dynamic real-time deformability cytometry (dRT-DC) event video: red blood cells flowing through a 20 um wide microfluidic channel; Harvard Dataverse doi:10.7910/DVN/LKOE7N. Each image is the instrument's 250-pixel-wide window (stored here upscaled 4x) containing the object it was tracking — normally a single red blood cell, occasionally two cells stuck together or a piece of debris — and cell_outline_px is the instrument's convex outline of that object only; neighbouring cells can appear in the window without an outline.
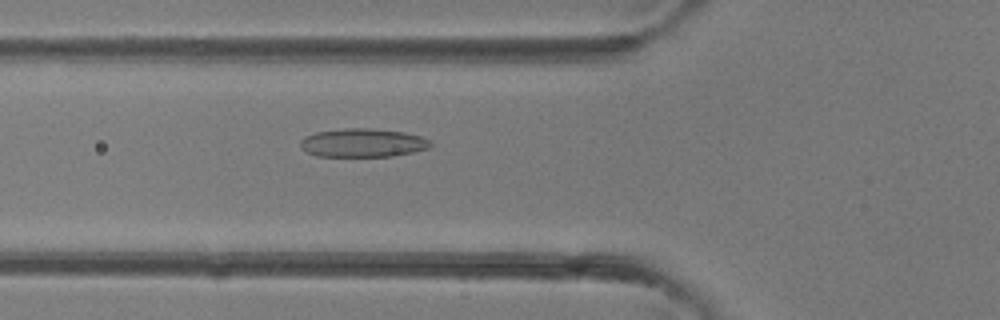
{"species": "common noctule bat (a hibernating species)", "species_latin": "Nyctalus noctula", "temperature_condition": "room temperature", "stored_images_in_passage": 40, "camera_frame_rate_fps": 3000, "um_per_image_px": 0.085, "animal": {"sex": "female"}, "frame": {"image": 1, "passage_image": 15, "time_ms": 4.667, "image_size_px": [1000, 320], "cell_outline_px": [[432, 144], [428, 148], [412, 152], [392, 156], [316, 156], [300, 148], [300, 140], [304, 136], [316, 132], [344, 128], [372, 128], [404, 132], [420, 136], [432, 140]], "centroid_in_image_um": [30.82, 12.13], "position_along_channel_um": 95.0, "area_um2": 21.73}}
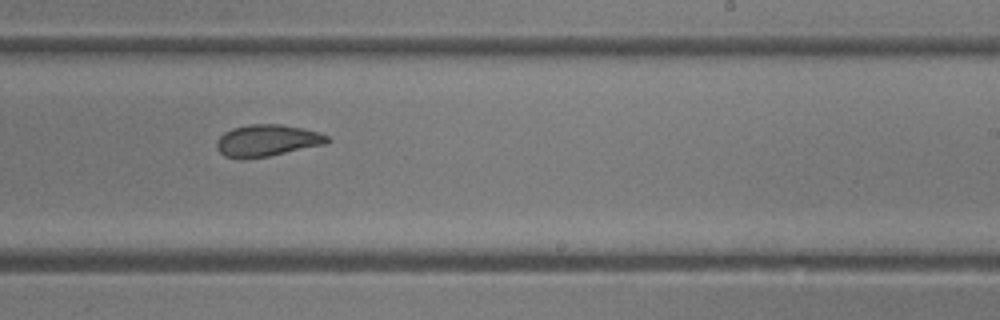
{"frame": {"image": 2, "passage_image": 25, "time_ms": 8.0, "image_size_px": [1000, 320], "cell_outline_px": [[332, 140], [328, 144], [268, 156], [244, 160], [240, 160], [224, 156], [216, 148], [216, 140], [224, 132], [232, 128], [248, 124], [280, 124], [304, 128], [328, 136]], "centroid_in_image_um": [22.69, 11.96], "position_along_channel_um": 266.3, "area_um2": 20.87}}
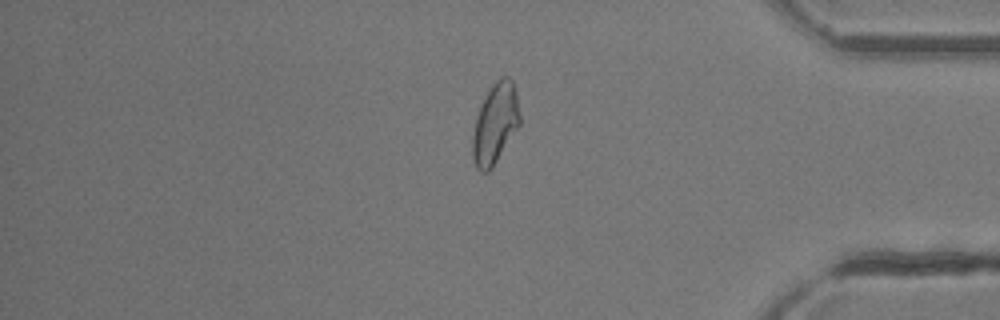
{"frame": {"image": 3, "passage_image": 34, "time_ms": 11.0, "image_size_px": [1000, 320], "cell_outline_px": [[520, 124], [492, 168], [488, 172], [480, 172], [476, 168], [472, 156], [472, 136], [476, 116], [480, 104], [492, 84], [500, 76], [508, 76], [512, 80], [516, 92], [520, 116]], "centroid_in_image_um": [42.07, 10.5], "position_along_channel_um": 393.1, "area_um2": 22.25}}